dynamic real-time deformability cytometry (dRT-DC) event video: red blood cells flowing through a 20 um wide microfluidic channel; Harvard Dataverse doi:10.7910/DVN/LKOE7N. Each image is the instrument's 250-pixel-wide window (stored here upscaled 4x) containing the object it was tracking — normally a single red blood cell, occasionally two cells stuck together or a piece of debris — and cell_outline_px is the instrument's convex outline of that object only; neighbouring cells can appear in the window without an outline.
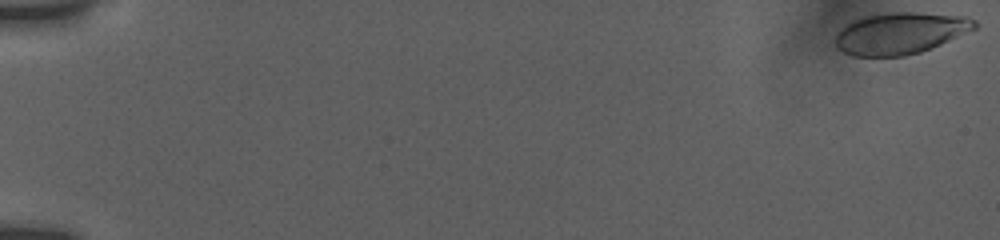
{"species": "human", "species_latin": "Homo sapiens", "temperature_condition": "room temperature", "stored_images_in_passage": 39, "camera_frame_rate_fps": 3000, "um_per_image_px": 0.085, "donor": {"sex": "female"}, "frame": {"image": 1, "passage_image": 1, "time_ms": 0.0, "image_size_px": [1000, 240], "cell_outline_px": [[980, 24], [976, 28], [940, 44], [920, 52], [904, 56], [852, 56], [836, 48], [836, 36], [852, 20], [864, 16], [888, 12], [916, 12], [968, 16], [976, 20]], "centroid_in_image_um": [76.56, 2.81], "position_along_channel_um": 8.4, "area_um2": 33.76}}
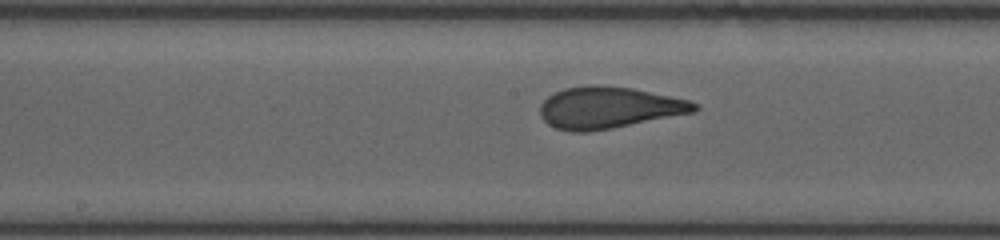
{"frame": {"image": 2, "passage_image": 18, "time_ms": 10.0, "image_size_px": [1000, 240], "cell_outline_px": [[700, 108], [696, 112], [612, 128], [588, 132], [572, 132], [556, 128], [548, 124], [540, 116], [540, 104], [548, 96], [564, 88], [592, 84], [632, 88], [692, 100]], "centroid_in_image_um": [51.76, 9.15], "position_along_channel_um": 196.4, "area_um2": 37.63}}
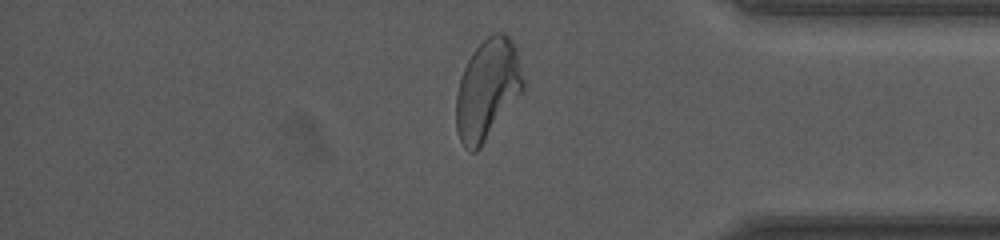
{"frame": {"image": 3, "passage_image": 34, "time_ms": 15.667, "image_size_px": [1000, 240], "cell_outline_px": [[524, 88], [480, 148], [476, 152], [472, 152], [464, 148], [460, 140], [456, 128], [456, 96], [460, 80], [464, 68], [472, 52], [492, 32], [504, 32], [512, 40], [516, 48], [524, 80]], "centroid_in_image_um": [41.42, 7.59], "position_along_channel_um": 393.8, "area_um2": 38.9}, "authors_computed_cell_mechanics": {"area_um2": 36.7608, "velocity_mm_per_s": 3.7602, "shape_relaxation_time_tau1_ms": 6.3547, "shape_relaxation_time_tau2_ms": 0.7407, "deformation_change_tau1": 0.218, "deformation_change_tau2": 0.0794}}